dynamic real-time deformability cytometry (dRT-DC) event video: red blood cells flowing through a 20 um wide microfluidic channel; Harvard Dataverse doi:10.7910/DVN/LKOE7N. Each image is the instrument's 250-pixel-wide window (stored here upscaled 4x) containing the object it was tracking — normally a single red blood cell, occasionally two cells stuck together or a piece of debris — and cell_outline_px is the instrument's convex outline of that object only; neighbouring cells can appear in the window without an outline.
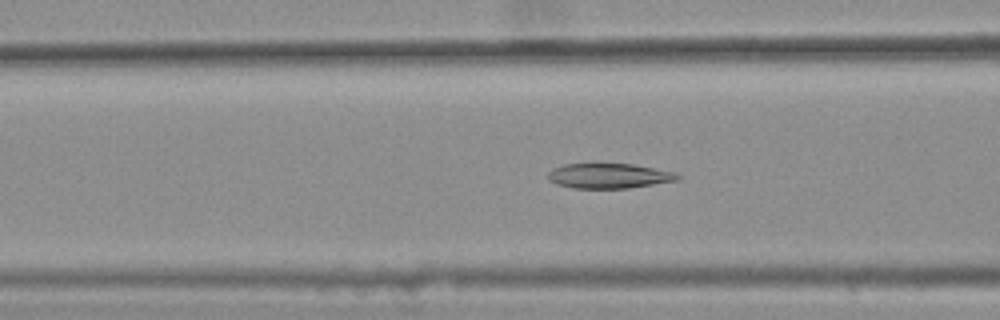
{"species": "common noctule bat (a hibernating species)", "species_latin": "Nyctalus noctula", "temperature_condition": "warm", "stored_images_in_passage": 40, "camera_frame_rate_fps": 3000, "um_per_image_px": 0.085, "animal": {"sex": "female", "body_mass_g": 25.1}, "frame": {"image": 1, "passage_image": 13, "time_ms": 4.0, "image_size_px": [1000, 320], "cell_outline_px": [[680, 180], [628, 188], [572, 188], [556, 184], [548, 180], [548, 172], [552, 168], [564, 164], [632, 164], [676, 172], [680, 176]], "centroid_in_image_um": [51.75, 14.95], "position_along_channel_um": 114.8, "area_um2": 18.9}}
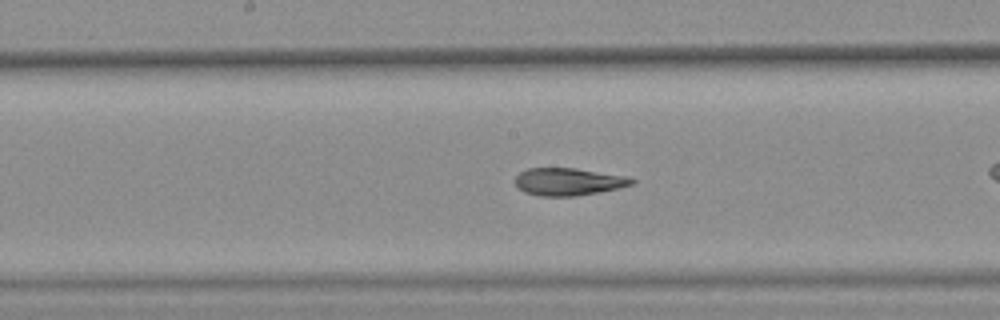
{"frame": {"image": 2, "passage_image": 20, "time_ms": 6.333, "image_size_px": [1000, 320], "cell_outline_px": [[636, 180], [632, 184], [600, 192], [576, 196], [540, 196], [524, 192], [516, 184], [516, 176], [520, 172], [528, 168], [576, 168], [628, 176]], "centroid_in_image_um": [48.32, 15.44], "position_along_channel_um": 199.9, "area_um2": 18.61}}
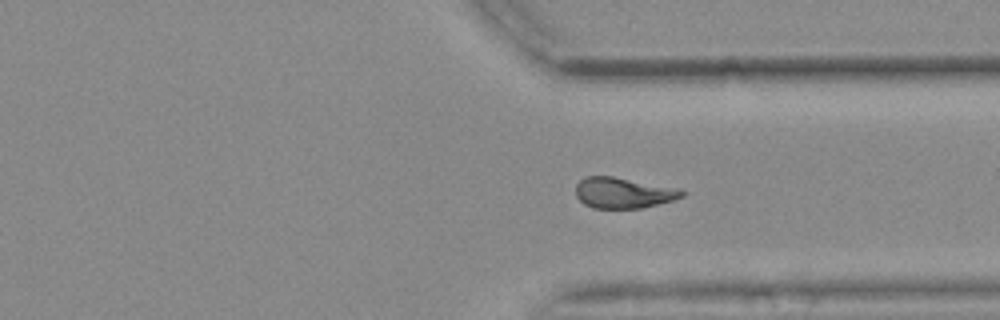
{"frame": {"image": 3, "passage_image": 33, "time_ms": 10.667, "image_size_px": [1000, 320], "cell_outline_px": [[684, 196], [672, 200], [640, 208], [592, 208], [584, 204], [576, 196], [576, 184], [584, 176], [612, 176], [680, 188], [684, 192]], "centroid_in_image_um": [52.96, 16.38], "position_along_channel_um": 358.4, "area_um2": 19.02}, "authors_computed_cell_mechanics": {"area_um2": 19.3341, "velocity_mm_per_s": 3.6484, "shape_relaxation_time_tau1_ms": null, "shape_relaxation_time_tau2_ms": 2.6453, "deformation_change_tau1": null, "deformation_change_tau2": 0.0954}}